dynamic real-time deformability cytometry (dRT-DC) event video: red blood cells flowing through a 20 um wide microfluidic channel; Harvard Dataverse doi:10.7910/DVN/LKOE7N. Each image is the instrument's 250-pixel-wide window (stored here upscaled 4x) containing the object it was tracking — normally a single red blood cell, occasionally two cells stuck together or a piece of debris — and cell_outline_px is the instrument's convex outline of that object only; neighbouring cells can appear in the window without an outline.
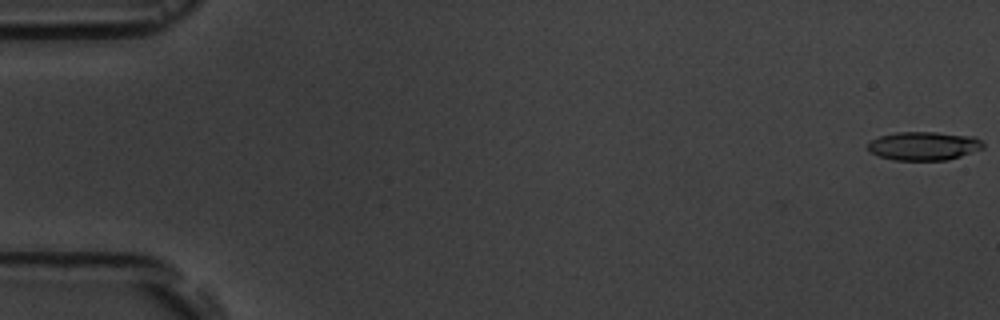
{"species": "common noctule bat (a hibernating species)", "species_latin": "Nyctalus noctula", "temperature_condition": "room temperature", "stored_images_in_passage": 9, "camera_frame_rate_fps": 3000, "um_per_image_px": 0.085, "animal": {"sex": "male", "body_mass_g": 19.5, "forearm_length_mm": 54.6}, "frame": {"image": 1, "passage_image": 1, "time_ms": 0.0, "image_size_px": [1000, 320], "cell_outline_px": [[984, 148], [948, 160], [892, 160], [868, 152], [868, 144], [872, 140], [880, 136], [896, 132], [936, 132], [976, 136], [984, 144]], "centroid_in_image_um": [78.53, 12.4], "position_along_channel_um": 6.5, "area_um2": 19.31}}
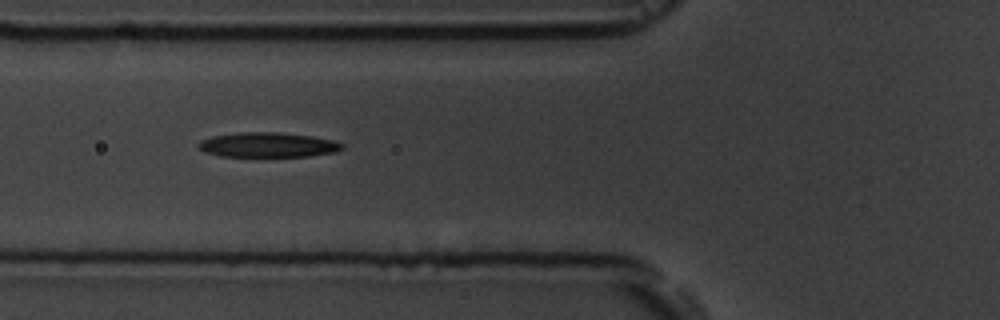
{"frame": {"image": 2, "passage_image": 7, "time_ms": 6.667, "image_size_px": [1000, 320], "cell_outline_px": [[344, 148], [336, 152], [308, 156], [220, 156], [204, 152], [196, 144], [200, 140], [212, 136], [240, 132], [280, 132], [312, 136], [332, 140], [344, 144]], "centroid_in_image_um": [22.76, 12.31], "position_along_channel_um": 103.0, "area_um2": 20.81}}
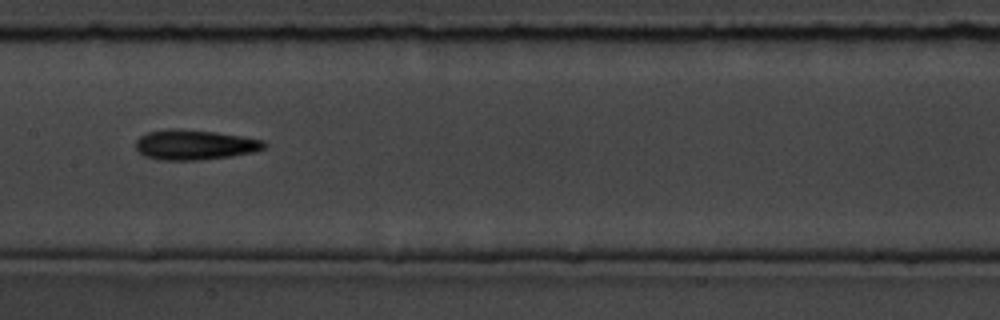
{"frame": {"image": 3, "passage_image": 9, "time_ms": 9.0, "image_size_px": [1000, 320], "cell_outline_px": [[268, 144], [264, 148], [252, 152], [232, 156], [200, 160], [160, 160], [144, 156], [136, 148], [136, 140], [140, 136], [148, 132], [168, 128], [176, 128], [216, 132], [244, 136], [264, 140]], "centroid_in_image_um": [16.55, 12.3], "position_along_channel_um": 190.8, "area_um2": 22.66}}